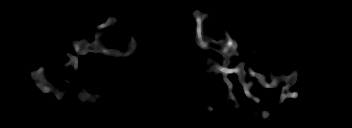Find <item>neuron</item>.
Wrapping results in <instances>:
<instances>
[{"label": "neuron", "mask_w": 352, "mask_h": 128, "mask_svg": "<svg viewBox=\"0 0 352 128\" xmlns=\"http://www.w3.org/2000/svg\"><path fill=\"white\" fill-rule=\"evenodd\" d=\"M193 16L196 22V43L197 45L201 48V49H212L214 51H216L218 54L225 56L226 60L223 62L224 66H220V65H213L211 68L206 69L207 72L210 71H215L217 74L222 73L223 74V80L224 82L227 84L228 86V99H232L233 101H236V97L233 94V85L231 83V81L227 78V75L232 74V73H236L239 76V82L243 85L244 87V93L247 97L251 98L256 104H258L260 102L259 98L255 97L254 95H252L251 93H249V89L251 88V85L253 84L252 81H249L248 84L245 83L244 81V77L246 76V72L244 70V63H240L238 64L236 67L233 68H227V66L230 64V58L233 55H236L238 53L237 52V48H238V44L237 41H234L231 39L228 31L225 32V40H215L213 38H209V37H205L204 36V32H203V21L206 17L209 16L208 13H202L199 10H196L193 12ZM117 21L116 18L114 17H109L107 19V21L103 24L98 25V29L100 28H104L110 25H113L115 22ZM103 32H98L95 34L94 40L92 43H89L87 40H76L72 42V46L74 47L75 51L80 54V55H85L87 52H101L105 55L108 56H124L127 57L129 55H131L132 53H134V51L136 50V42L134 40L133 37H131V45L129 47V50L127 52H121L119 50H115V49H107L104 47V45H102L100 43V37L101 35H103ZM67 56L70 58V62L66 63L64 66L67 67L70 63L73 65L74 69L76 70L78 68V58L70 53L67 54ZM44 68L41 66L40 69L38 71H30L31 74V79L35 80V85L38 86L39 88L42 89V91L44 93H48L50 91H55L54 94L56 95V97L58 99L61 98V96L63 94H65V92H57L56 90H54L51 86V84H49L45 77H44ZM248 73L250 74V76L255 77L258 82L262 85V87L264 88H273L275 86H277V84L279 83V81H283L285 80L287 82V86H284L281 88L282 90V94L280 97L279 102L282 103L284 101V99L286 97H291V98H297L298 93L297 92H293L291 93L289 91V88L291 86H293L296 82V78L298 76L297 71H293L291 75L289 76H278V77H272V83L268 84L266 82V77L263 74L260 73H255L253 70L249 69ZM80 98L81 101L87 100V101H94V98L97 96H91L90 93L87 92H81L79 96H77ZM262 114H263V119L267 118L269 116V113L266 111L262 110Z\"/></svg>", "instance_id": "obj_1"}]
</instances>
